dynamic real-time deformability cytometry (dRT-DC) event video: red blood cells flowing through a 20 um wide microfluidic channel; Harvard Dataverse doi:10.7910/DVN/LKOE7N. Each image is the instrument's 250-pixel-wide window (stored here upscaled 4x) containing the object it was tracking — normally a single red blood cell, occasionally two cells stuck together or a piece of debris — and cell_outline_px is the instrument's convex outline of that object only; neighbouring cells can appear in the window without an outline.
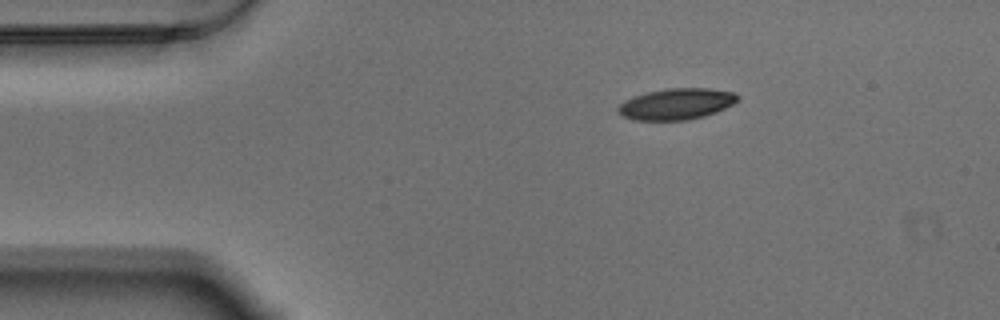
{"species": "Egyptian fruit bat (a non-hibernating species)", "species_latin": "Rousettus aegyptiacus", "temperature_condition": "warm", "stored_images_in_passage": 49, "camera_frame_rate_fps": 3000, "um_per_image_px": 0.085, "animal": {"sex": "male"}, "frame": {"image": 1, "passage_image": 1, "time_ms": 0.0, "image_size_px": [1000, 320], "cell_outline_px": [[740, 100], [716, 112], [704, 116], [688, 120], [632, 120], [616, 112], [616, 108], [624, 100], [632, 96], [648, 92], [668, 88], [708, 88], [732, 92], [740, 96]], "centroid_in_image_um": [57.47, 8.84], "position_along_channel_um": 27.5, "area_um2": 21.85}}
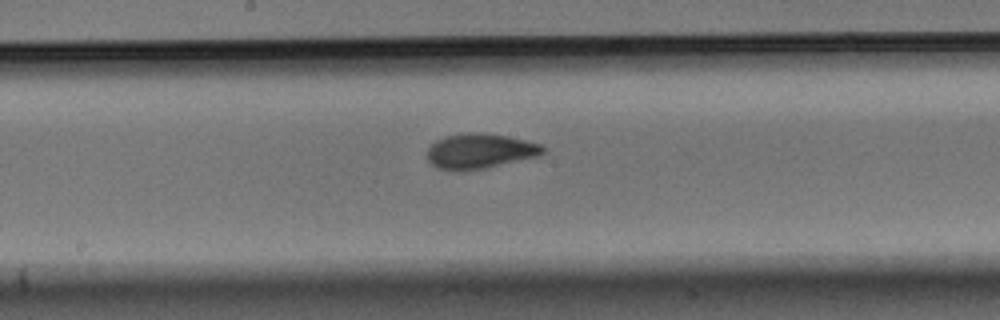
{"frame": {"image": 2, "passage_image": 21, "time_ms": 6.667, "image_size_px": [1000, 320], "cell_outline_px": [[544, 152], [540, 156], [484, 168], [436, 168], [428, 160], [428, 148], [436, 140], [444, 136], [468, 132], [476, 132], [504, 136], [524, 140], [540, 144], [544, 148]], "centroid_in_image_um": [40.81, 12.81], "position_along_channel_um": 207.4, "area_um2": 22.89}}
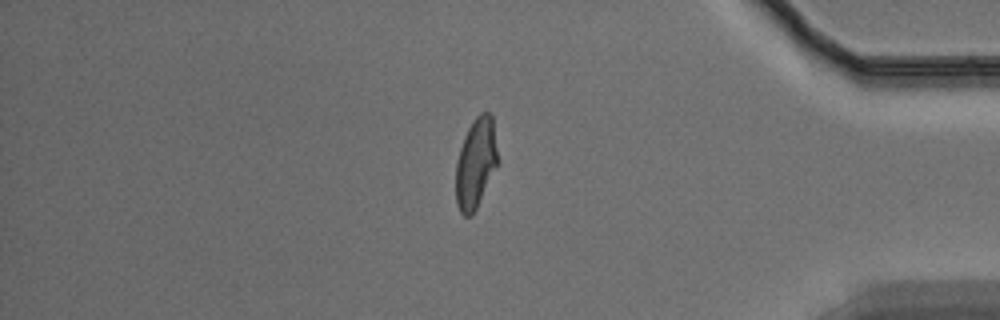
{"frame": {"image": 3, "passage_image": 40, "time_ms": 13.0, "image_size_px": [1000, 320], "cell_outline_px": [[496, 164], [476, 208], [472, 216], [464, 216], [460, 212], [456, 204], [456, 160], [464, 136], [472, 120], [480, 112], [492, 112], [496, 148]], "centroid_in_image_um": [40.4, 13.83], "position_along_channel_um": 394.8, "area_um2": 21.56}, "authors_computed_cell_mechanics": {"area_um2": 22.5998, "velocity_mm_per_s": 3.4727, "shape_relaxation_time_tau1_ms": 5.252, "shape_relaxation_time_tau2_ms": 1.5027, "deformation_change_tau1": 0.1921, "deformation_change_tau2": 0.0693}}